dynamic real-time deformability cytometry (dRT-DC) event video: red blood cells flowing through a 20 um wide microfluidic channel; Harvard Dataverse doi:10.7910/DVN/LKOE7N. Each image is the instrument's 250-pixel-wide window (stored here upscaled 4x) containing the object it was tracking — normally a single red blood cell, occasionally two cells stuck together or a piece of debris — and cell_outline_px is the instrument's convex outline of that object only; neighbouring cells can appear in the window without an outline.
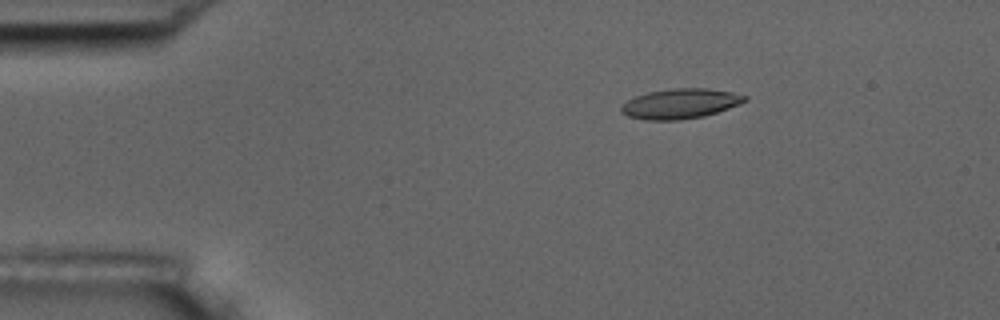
{"species": "common noctule bat (a hibernating species)", "species_latin": "Nyctalus noctula", "temperature_condition": "room temperature", "stored_images_in_passage": 5, "camera_frame_rate_fps": 3000, "um_per_image_px": 0.085, "animal": {"sex": "male", "body_mass_g": 17.5, "forearm_length_mm": 52.3}, "frame": {"image": 1, "passage_image": 3, "time_ms": 0.667, "image_size_px": [1000, 320], "cell_outline_px": [[748, 100], [740, 104], [704, 116], [680, 120], [644, 120], [628, 116], [620, 112], [620, 108], [628, 100], [636, 96], [648, 92], [676, 88], [708, 88], [732, 92], [748, 96]], "centroid_in_image_um": [57.84, 8.81], "position_along_channel_um": 27.2, "area_um2": 21.56}}